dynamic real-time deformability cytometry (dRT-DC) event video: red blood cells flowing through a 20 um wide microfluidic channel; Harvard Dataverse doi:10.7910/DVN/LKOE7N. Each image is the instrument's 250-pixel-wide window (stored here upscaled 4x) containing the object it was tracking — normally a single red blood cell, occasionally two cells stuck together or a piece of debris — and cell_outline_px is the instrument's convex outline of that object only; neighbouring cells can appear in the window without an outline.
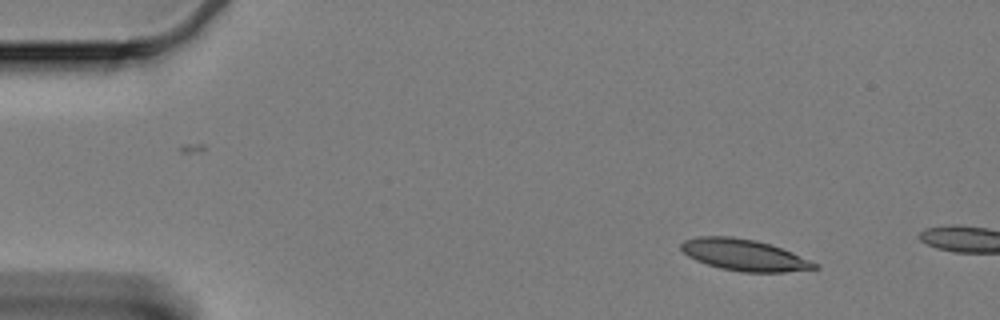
{"species": "Egyptian fruit bat (a non-hibernating species)", "species_latin": "Rousettus aegyptiacus", "temperature_condition": "cold", "stored_images_in_passage": 10, "camera_frame_rate_fps": 3000, "um_per_image_px": 0.085, "animal": {"sex": "female"}, "frame": {"image": 1, "passage_image": 1, "time_ms": 0.0, "image_size_px": [1000, 320], "cell_outline_px": [[820, 268], [784, 272], [740, 272], [720, 268], [696, 260], [688, 256], [680, 248], [680, 244], [684, 240], [696, 236], [732, 236], [756, 240], [792, 252], [820, 264]], "centroid_in_image_um": [63.26, 21.67], "position_along_channel_um": 21.7, "area_um2": 24.51}}